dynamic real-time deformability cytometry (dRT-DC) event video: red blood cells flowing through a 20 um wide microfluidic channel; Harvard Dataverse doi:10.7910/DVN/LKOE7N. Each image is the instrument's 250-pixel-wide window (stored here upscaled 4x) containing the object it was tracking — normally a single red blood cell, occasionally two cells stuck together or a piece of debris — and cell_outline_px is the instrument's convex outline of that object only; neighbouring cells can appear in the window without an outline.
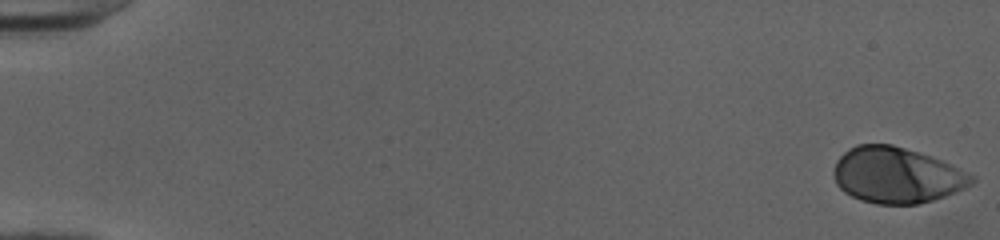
{"species": "human", "species_latin": "Homo sapiens", "temperature_condition": "cold", "stored_images_in_passage": 52, "camera_frame_rate_fps": 3000, "um_per_image_px": 0.085, "donor": {"sex": "female"}, "frame": {"image": 1, "passage_image": 1, "time_ms": 0.0, "image_size_px": [1000, 240], "cell_outline_px": [[976, 180], [972, 184], [956, 192], [932, 200], [916, 204], [876, 204], [860, 200], [844, 192], [836, 184], [832, 172], [836, 160], [848, 148], [856, 144], [892, 144], [940, 160], [976, 176]], "centroid_in_image_um": [76.18, 14.9], "position_along_channel_um": 8.8, "area_um2": 44.85}}
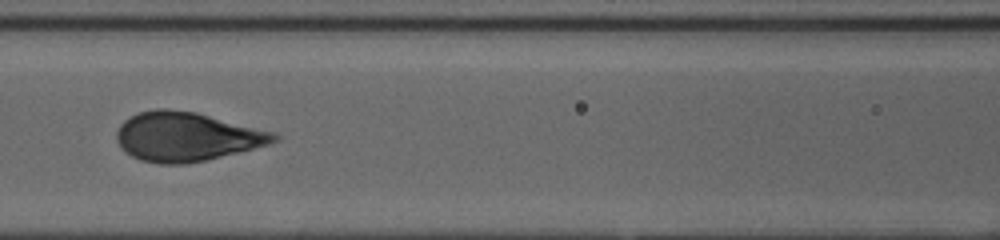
{"frame": {"image": 2, "passage_image": 25, "time_ms": 8.0, "image_size_px": [1000, 240], "cell_outline_px": [[280, 140], [268, 144], [208, 160], [188, 164], [160, 164], [140, 160], [132, 156], [116, 140], [116, 132], [120, 124], [128, 116], [136, 112], [156, 108], [168, 108], [192, 112], [276, 132], [280, 136]], "centroid_in_image_um": [15.84, 11.61], "position_along_channel_um": 150.8, "area_um2": 44.97}}
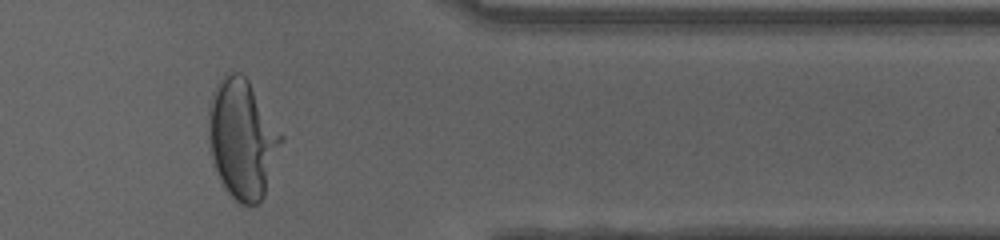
{"frame": {"image": 3, "passage_image": 44, "time_ms": 14.333, "image_size_px": [1000, 240], "cell_outline_px": [[284, 140], [264, 196], [256, 204], [240, 204], [224, 188], [212, 164], [208, 144], [208, 108], [212, 92], [216, 84], [224, 72], [240, 72], [248, 80], [284, 136]], "centroid_in_image_um": [20.57, 11.79], "position_along_channel_um": 390.8, "area_um2": 51.04}, "authors_computed_cell_mechanics": {"area_um2": 44.8239, "velocity_mm_per_s": 3.9953, "shape_relaxation_time_tau1_ms": 3.8496, "shape_relaxation_time_tau2_ms": null, "deformation_change_tau1": 0.1876, "deformation_change_tau2": null}}